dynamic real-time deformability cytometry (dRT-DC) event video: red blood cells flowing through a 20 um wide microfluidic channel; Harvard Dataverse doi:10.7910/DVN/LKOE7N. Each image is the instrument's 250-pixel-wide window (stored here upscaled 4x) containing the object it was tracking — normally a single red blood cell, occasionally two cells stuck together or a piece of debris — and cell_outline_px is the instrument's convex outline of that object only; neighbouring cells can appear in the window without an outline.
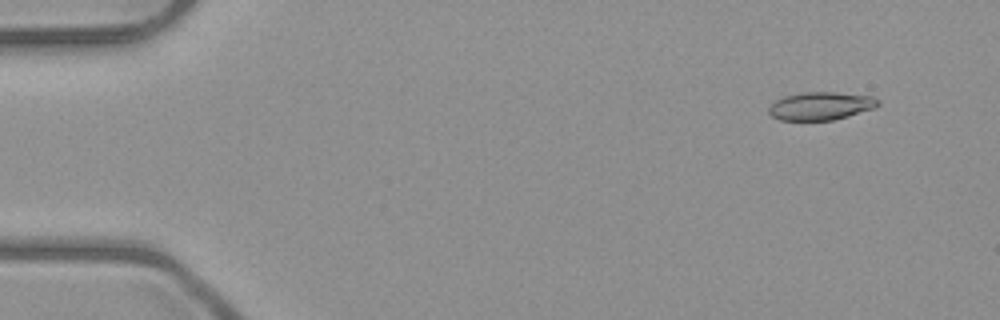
{"species": "common noctule bat (a hibernating species)", "species_latin": "Nyctalus noctula", "temperature_condition": "room temperature", "stored_images_in_passage": 6, "camera_frame_rate_fps": 3000, "um_per_image_px": 0.085, "animal": {"sex": "male", "body_mass_g": 23.1, "forearm_length_mm": 52.7}, "frame": {"image": 1, "passage_image": 2, "time_ms": 1.333, "image_size_px": [1000, 320], "cell_outline_px": [[880, 104], [872, 108], [848, 116], [832, 120], [780, 120], [772, 116], [768, 112], [768, 108], [776, 100], [784, 96], [800, 92], [836, 92], [872, 96], [880, 100]], "centroid_in_image_um": [69.75, 9.0], "position_along_channel_um": 15.3, "area_um2": 17.8}}
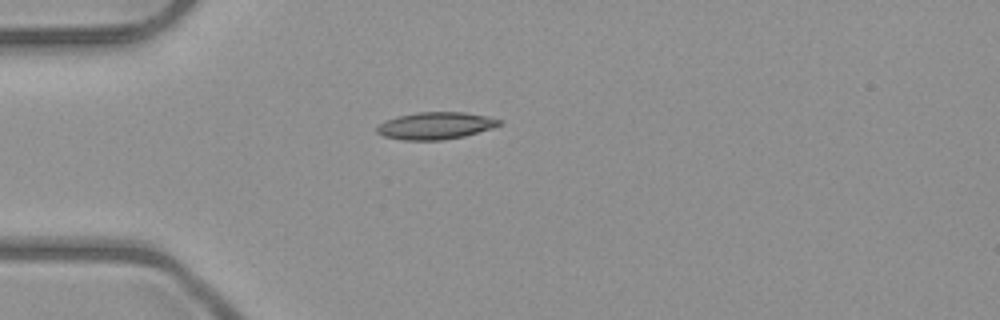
{"frame": {"image": 2, "passage_image": 5, "time_ms": 4.667, "image_size_px": [1000, 320], "cell_outline_px": [[500, 124], [492, 128], [464, 136], [444, 140], [404, 140], [384, 136], [376, 132], [376, 128], [380, 124], [388, 120], [400, 116], [416, 112], [464, 112], [484, 116], [500, 120]], "centroid_in_image_um": [37.01, 10.69], "position_along_channel_um": 48.0, "area_um2": 19.02}}